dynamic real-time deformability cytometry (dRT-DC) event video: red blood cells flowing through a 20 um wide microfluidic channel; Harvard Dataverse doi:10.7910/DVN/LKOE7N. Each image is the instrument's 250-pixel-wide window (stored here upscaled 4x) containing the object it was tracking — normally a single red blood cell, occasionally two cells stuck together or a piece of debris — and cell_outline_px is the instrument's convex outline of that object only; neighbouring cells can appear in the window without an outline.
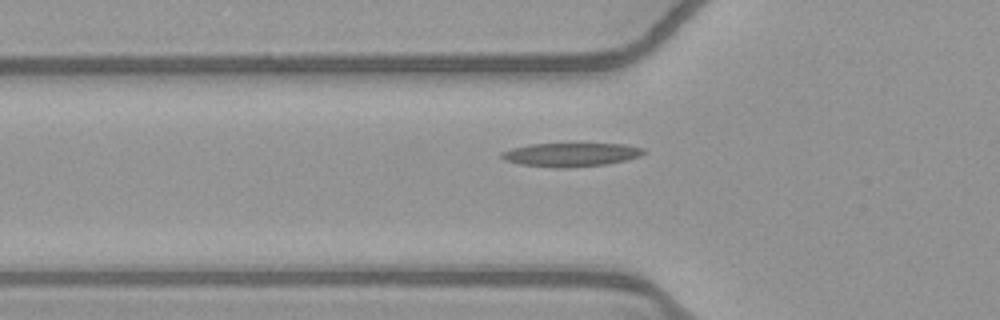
{"species": "common noctule bat (a hibernating species)", "species_latin": "Nyctalus noctula", "temperature_condition": "warm", "stored_images_in_passage": 8, "camera_frame_rate_fps": 3000, "um_per_image_px": 0.085, "animal": {"sex": "female", "body_mass_g": 21.9}, "frame": {"image": 1, "passage_image": 6, "time_ms": 1.667, "image_size_px": [1000, 320], "cell_outline_px": [[648, 152], [640, 156], [628, 160], [608, 164], [568, 168], [552, 168], [520, 164], [504, 160], [500, 156], [500, 152], [512, 148], [528, 144], [624, 144], [644, 148]], "centroid_in_image_um": [48.54, 13.15], "position_along_channel_um": 77.3, "area_um2": 19.88}}